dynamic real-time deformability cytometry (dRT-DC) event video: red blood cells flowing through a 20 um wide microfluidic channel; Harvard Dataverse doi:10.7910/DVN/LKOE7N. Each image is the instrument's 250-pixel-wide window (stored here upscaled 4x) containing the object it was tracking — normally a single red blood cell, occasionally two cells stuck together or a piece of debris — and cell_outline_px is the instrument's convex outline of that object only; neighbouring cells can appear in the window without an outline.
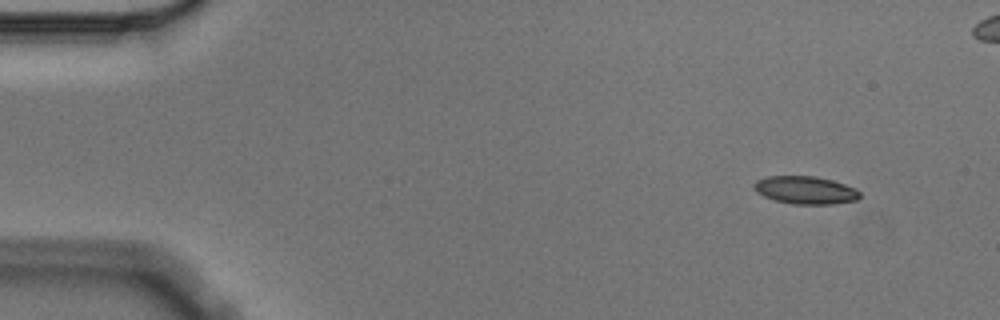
{"species": "Egyptian fruit bat (a non-hibernating species)", "species_latin": "Rousettus aegyptiacus", "temperature_condition": "cold", "stored_images_in_passage": 3, "camera_frame_rate_fps": 3000, "um_per_image_px": 0.085, "animal": {"sex": "male"}, "frame": {"image": 1, "passage_image": 1, "time_ms": 0.0, "image_size_px": [1000, 320], "cell_outline_px": [[860, 196], [856, 200], [832, 204], [792, 204], [776, 200], [764, 196], [756, 192], [752, 188], [752, 184], [756, 180], [768, 176], [816, 176], [832, 180], [856, 188], [860, 192]], "centroid_in_image_um": [68.43, 16.15], "position_along_channel_um": 16.6, "area_um2": 17.22}}